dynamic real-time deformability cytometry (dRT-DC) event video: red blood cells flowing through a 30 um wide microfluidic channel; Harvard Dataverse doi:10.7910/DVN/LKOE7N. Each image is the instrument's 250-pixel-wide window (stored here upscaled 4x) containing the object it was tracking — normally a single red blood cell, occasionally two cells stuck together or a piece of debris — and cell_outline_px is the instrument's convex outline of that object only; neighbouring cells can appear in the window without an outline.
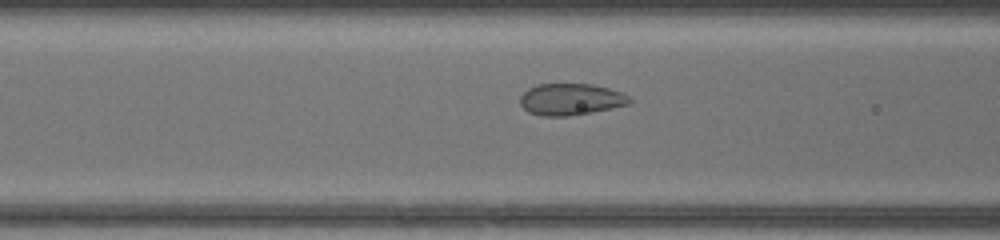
{"species": "common noctule bat (a hibernating species)", "species_latin": "Nyctalus noctula", "temperature_condition": "warm", "stored_images_in_passage": 8, "camera_frame_rate_fps": 3000, "um_per_image_px": 0.085, "animal": {"sex": "female", "body_mass_g": 17.0, "forearm_length_mm": 48.0}, "frame": {"image": 1, "passage_image": 7, "time_ms": 2.0, "image_size_px": [1000, 240], "cell_outline_px": [[632, 100], [628, 104], [592, 112], [568, 116], [540, 116], [528, 112], [520, 104], [520, 96], [528, 88], [536, 84], [592, 84], [608, 88], [620, 92], [628, 96]], "centroid_in_image_um": [48.47, 8.44], "position_along_channel_um": 118.1, "area_um2": 20.11}}